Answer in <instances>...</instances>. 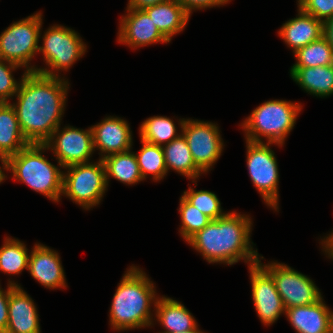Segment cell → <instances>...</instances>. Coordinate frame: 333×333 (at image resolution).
Segmentation results:
<instances>
[{
  "label": "cell",
  "mask_w": 333,
  "mask_h": 333,
  "mask_svg": "<svg viewBox=\"0 0 333 333\" xmlns=\"http://www.w3.org/2000/svg\"><path fill=\"white\" fill-rule=\"evenodd\" d=\"M258 263L272 276L285 309L310 305L322 297L319 288L309 277L290 266L277 262L264 265L261 260Z\"/></svg>",
  "instance_id": "11"
},
{
  "label": "cell",
  "mask_w": 333,
  "mask_h": 333,
  "mask_svg": "<svg viewBox=\"0 0 333 333\" xmlns=\"http://www.w3.org/2000/svg\"><path fill=\"white\" fill-rule=\"evenodd\" d=\"M299 103L286 100H269L255 108L241 124L245 131L246 140L284 145L290 131L296 123V118L301 111Z\"/></svg>",
  "instance_id": "5"
},
{
  "label": "cell",
  "mask_w": 333,
  "mask_h": 333,
  "mask_svg": "<svg viewBox=\"0 0 333 333\" xmlns=\"http://www.w3.org/2000/svg\"><path fill=\"white\" fill-rule=\"evenodd\" d=\"M142 148L136 154L138 166L143 180L148 174L153 175L154 181H159L167 175L166 163L162 146L141 139Z\"/></svg>",
  "instance_id": "28"
},
{
  "label": "cell",
  "mask_w": 333,
  "mask_h": 333,
  "mask_svg": "<svg viewBox=\"0 0 333 333\" xmlns=\"http://www.w3.org/2000/svg\"><path fill=\"white\" fill-rule=\"evenodd\" d=\"M298 8L323 23L333 16V0H298Z\"/></svg>",
  "instance_id": "33"
},
{
  "label": "cell",
  "mask_w": 333,
  "mask_h": 333,
  "mask_svg": "<svg viewBox=\"0 0 333 333\" xmlns=\"http://www.w3.org/2000/svg\"><path fill=\"white\" fill-rule=\"evenodd\" d=\"M181 132L186 138L195 165L204 173L220 158L224 146L219 127L212 122L180 119Z\"/></svg>",
  "instance_id": "10"
},
{
  "label": "cell",
  "mask_w": 333,
  "mask_h": 333,
  "mask_svg": "<svg viewBox=\"0 0 333 333\" xmlns=\"http://www.w3.org/2000/svg\"><path fill=\"white\" fill-rule=\"evenodd\" d=\"M59 130L60 126L44 143L48 149L53 150L59 166L66 168L75 164L88 163L94 152L92 128L83 130L65 126L63 130Z\"/></svg>",
  "instance_id": "12"
},
{
  "label": "cell",
  "mask_w": 333,
  "mask_h": 333,
  "mask_svg": "<svg viewBox=\"0 0 333 333\" xmlns=\"http://www.w3.org/2000/svg\"><path fill=\"white\" fill-rule=\"evenodd\" d=\"M179 333H204L198 329V326L195 329H192L190 331H185V332H179Z\"/></svg>",
  "instance_id": "39"
},
{
  "label": "cell",
  "mask_w": 333,
  "mask_h": 333,
  "mask_svg": "<svg viewBox=\"0 0 333 333\" xmlns=\"http://www.w3.org/2000/svg\"><path fill=\"white\" fill-rule=\"evenodd\" d=\"M278 34L295 53L323 36V22L299 8L297 17L285 22Z\"/></svg>",
  "instance_id": "19"
},
{
  "label": "cell",
  "mask_w": 333,
  "mask_h": 333,
  "mask_svg": "<svg viewBox=\"0 0 333 333\" xmlns=\"http://www.w3.org/2000/svg\"><path fill=\"white\" fill-rule=\"evenodd\" d=\"M190 204L196 207L203 214L216 220L223 217L226 213L221 209V203L217 195L207 190L196 191L189 187L182 195Z\"/></svg>",
  "instance_id": "31"
},
{
  "label": "cell",
  "mask_w": 333,
  "mask_h": 333,
  "mask_svg": "<svg viewBox=\"0 0 333 333\" xmlns=\"http://www.w3.org/2000/svg\"><path fill=\"white\" fill-rule=\"evenodd\" d=\"M323 37L333 50V16L323 23Z\"/></svg>",
  "instance_id": "37"
},
{
  "label": "cell",
  "mask_w": 333,
  "mask_h": 333,
  "mask_svg": "<svg viewBox=\"0 0 333 333\" xmlns=\"http://www.w3.org/2000/svg\"><path fill=\"white\" fill-rule=\"evenodd\" d=\"M7 290H3L0 286V333H5L8 327V305L10 295V283L18 286L14 281H8Z\"/></svg>",
  "instance_id": "34"
},
{
  "label": "cell",
  "mask_w": 333,
  "mask_h": 333,
  "mask_svg": "<svg viewBox=\"0 0 333 333\" xmlns=\"http://www.w3.org/2000/svg\"><path fill=\"white\" fill-rule=\"evenodd\" d=\"M6 178V174H4V172L2 171L1 169V166H0V183L5 180Z\"/></svg>",
  "instance_id": "40"
},
{
  "label": "cell",
  "mask_w": 333,
  "mask_h": 333,
  "mask_svg": "<svg viewBox=\"0 0 333 333\" xmlns=\"http://www.w3.org/2000/svg\"><path fill=\"white\" fill-rule=\"evenodd\" d=\"M321 244L323 245V250L325 249V253L328 254V257L333 259V244L326 237L323 238Z\"/></svg>",
  "instance_id": "38"
},
{
  "label": "cell",
  "mask_w": 333,
  "mask_h": 333,
  "mask_svg": "<svg viewBox=\"0 0 333 333\" xmlns=\"http://www.w3.org/2000/svg\"><path fill=\"white\" fill-rule=\"evenodd\" d=\"M186 10V12L191 15L192 10H201L206 8H211L215 6L224 5L231 0H177Z\"/></svg>",
  "instance_id": "35"
},
{
  "label": "cell",
  "mask_w": 333,
  "mask_h": 333,
  "mask_svg": "<svg viewBox=\"0 0 333 333\" xmlns=\"http://www.w3.org/2000/svg\"><path fill=\"white\" fill-rule=\"evenodd\" d=\"M290 76L310 95H333V65L316 67H291Z\"/></svg>",
  "instance_id": "23"
},
{
  "label": "cell",
  "mask_w": 333,
  "mask_h": 333,
  "mask_svg": "<svg viewBox=\"0 0 333 333\" xmlns=\"http://www.w3.org/2000/svg\"><path fill=\"white\" fill-rule=\"evenodd\" d=\"M126 10L128 14L121 18L119 24L118 43L126 44L132 49L159 42L169 43L144 10Z\"/></svg>",
  "instance_id": "14"
},
{
  "label": "cell",
  "mask_w": 333,
  "mask_h": 333,
  "mask_svg": "<svg viewBox=\"0 0 333 333\" xmlns=\"http://www.w3.org/2000/svg\"><path fill=\"white\" fill-rule=\"evenodd\" d=\"M30 144L24 137L16 111L11 103L0 106V161L5 169V161Z\"/></svg>",
  "instance_id": "20"
},
{
  "label": "cell",
  "mask_w": 333,
  "mask_h": 333,
  "mask_svg": "<svg viewBox=\"0 0 333 333\" xmlns=\"http://www.w3.org/2000/svg\"><path fill=\"white\" fill-rule=\"evenodd\" d=\"M39 315L32 298L10 283L8 327L5 333H40Z\"/></svg>",
  "instance_id": "17"
},
{
  "label": "cell",
  "mask_w": 333,
  "mask_h": 333,
  "mask_svg": "<svg viewBox=\"0 0 333 333\" xmlns=\"http://www.w3.org/2000/svg\"><path fill=\"white\" fill-rule=\"evenodd\" d=\"M11 104L21 131L29 143L44 144L61 125L66 104L68 80L25 70Z\"/></svg>",
  "instance_id": "1"
},
{
  "label": "cell",
  "mask_w": 333,
  "mask_h": 333,
  "mask_svg": "<svg viewBox=\"0 0 333 333\" xmlns=\"http://www.w3.org/2000/svg\"><path fill=\"white\" fill-rule=\"evenodd\" d=\"M140 138L146 142L163 146L176 139V125L169 117L153 116L144 120L139 128Z\"/></svg>",
  "instance_id": "26"
},
{
  "label": "cell",
  "mask_w": 333,
  "mask_h": 333,
  "mask_svg": "<svg viewBox=\"0 0 333 333\" xmlns=\"http://www.w3.org/2000/svg\"><path fill=\"white\" fill-rule=\"evenodd\" d=\"M167 0H130L128 2L127 8L144 10L147 7L165 2Z\"/></svg>",
  "instance_id": "36"
},
{
  "label": "cell",
  "mask_w": 333,
  "mask_h": 333,
  "mask_svg": "<svg viewBox=\"0 0 333 333\" xmlns=\"http://www.w3.org/2000/svg\"><path fill=\"white\" fill-rule=\"evenodd\" d=\"M285 314L297 333H329L333 318L323 297L310 305L287 308Z\"/></svg>",
  "instance_id": "18"
},
{
  "label": "cell",
  "mask_w": 333,
  "mask_h": 333,
  "mask_svg": "<svg viewBox=\"0 0 333 333\" xmlns=\"http://www.w3.org/2000/svg\"><path fill=\"white\" fill-rule=\"evenodd\" d=\"M326 238L333 244V232L330 235L326 236Z\"/></svg>",
  "instance_id": "41"
},
{
  "label": "cell",
  "mask_w": 333,
  "mask_h": 333,
  "mask_svg": "<svg viewBox=\"0 0 333 333\" xmlns=\"http://www.w3.org/2000/svg\"><path fill=\"white\" fill-rule=\"evenodd\" d=\"M154 308L156 320L165 328L162 333L185 332L198 326L190 311L181 302L172 298L159 297Z\"/></svg>",
  "instance_id": "22"
},
{
  "label": "cell",
  "mask_w": 333,
  "mask_h": 333,
  "mask_svg": "<svg viewBox=\"0 0 333 333\" xmlns=\"http://www.w3.org/2000/svg\"><path fill=\"white\" fill-rule=\"evenodd\" d=\"M79 36L75 30L62 25L51 26L44 32L43 43L38 51L43 53L48 69L36 68V72L57 77V71H67L86 52V45Z\"/></svg>",
  "instance_id": "8"
},
{
  "label": "cell",
  "mask_w": 333,
  "mask_h": 333,
  "mask_svg": "<svg viewBox=\"0 0 333 333\" xmlns=\"http://www.w3.org/2000/svg\"><path fill=\"white\" fill-rule=\"evenodd\" d=\"M63 173L62 195L90 209L98 205L107 190L106 170L103 160L71 165Z\"/></svg>",
  "instance_id": "7"
},
{
  "label": "cell",
  "mask_w": 333,
  "mask_h": 333,
  "mask_svg": "<svg viewBox=\"0 0 333 333\" xmlns=\"http://www.w3.org/2000/svg\"><path fill=\"white\" fill-rule=\"evenodd\" d=\"M18 67L21 66L0 58V102L9 103L8 99L16 95L21 80L18 83L13 78L12 72Z\"/></svg>",
  "instance_id": "32"
},
{
  "label": "cell",
  "mask_w": 333,
  "mask_h": 333,
  "mask_svg": "<svg viewBox=\"0 0 333 333\" xmlns=\"http://www.w3.org/2000/svg\"><path fill=\"white\" fill-rule=\"evenodd\" d=\"M154 283L137 266H130L118 284L110 307V324L115 330L153 325L151 305L157 299Z\"/></svg>",
  "instance_id": "3"
},
{
  "label": "cell",
  "mask_w": 333,
  "mask_h": 333,
  "mask_svg": "<svg viewBox=\"0 0 333 333\" xmlns=\"http://www.w3.org/2000/svg\"><path fill=\"white\" fill-rule=\"evenodd\" d=\"M42 13L38 12L12 23L0 34V58L25 67L27 72H36L30 61L39 51Z\"/></svg>",
  "instance_id": "6"
},
{
  "label": "cell",
  "mask_w": 333,
  "mask_h": 333,
  "mask_svg": "<svg viewBox=\"0 0 333 333\" xmlns=\"http://www.w3.org/2000/svg\"><path fill=\"white\" fill-rule=\"evenodd\" d=\"M28 271L45 288L67 287L58 252L43 244H35L29 253Z\"/></svg>",
  "instance_id": "16"
},
{
  "label": "cell",
  "mask_w": 333,
  "mask_h": 333,
  "mask_svg": "<svg viewBox=\"0 0 333 333\" xmlns=\"http://www.w3.org/2000/svg\"><path fill=\"white\" fill-rule=\"evenodd\" d=\"M29 256L23 242L6 237L0 248V270L10 275L20 274L23 269H28Z\"/></svg>",
  "instance_id": "27"
},
{
  "label": "cell",
  "mask_w": 333,
  "mask_h": 333,
  "mask_svg": "<svg viewBox=\"0 0 333 333\" xmlns=\"http://www.w3.org/2000/svg\"><path fill=\"white\" fill-rule=\"evenodd\" d=\"M329 333H333V318H332V321H331V324H330Z\"/></svg>",
  "instance_id": "42"
},
{
  "label": "cell",
  "mask_w": 333,
  "mask_h": 333,
  "mask_svg": "<svg viewBox=\"0 0 333 333\" xmlns=\"http://www.w3.org/2000/svg\"><path fill=\"white\" fill-rule=\"evenodd\" d=\"M248 267L256 312L264 325H271L285 313L282 299L272 276L259 263Z\"/></svg>",
  "instance_id": "13"
},
{
  "label": "cell",
  "mask_w": 333,
  "mask_h": 333,
  "mask_svg": "<svg viewBox=\"0 0 333 333\" xmlns=\"http://www.w3.org/2000/svg\"><path fill=\"white\" fill-rule=\"evenodd\" d=\"M178 211L181 216L180 234L187 242L193 235L205 228L212 219L190 204L183 196L180 197Z\"/></svg>",
  "instance_id": "30"
},
{
  "label": "cell",
  "mask_w": 333,
  "mask_h": 333,
  "mask_svg": "<svg viewBox=\"0 0 333 333\" xmlns=\"http://www.w3.org/2000/svg\"><path fill=\"white\" fill-rule=\"evenodd\" d=\"M294 56L297 62L291 67L333 65V50L323 36L297 50Z\"/></svg>",
  "instance_id": "29"
},
{
  "label": "cell",
  "mask_w": 333,
  "mask_h": 333,
  "mask_svg": "<svg viewBox=\"0 0 333 333\" xmlns=\"http://www.w3.org/2000/svg\"><path fill=\"white\" fill-rule=\"evenodd\" d=\"M93 146L100 150L101 160L111 154L126 152L132 147V131L129 124L119 117H106L100 123L91 126ZM103 153V154H102Z\"/></svg>",
  "instance_id": "15"
},
{
  "label": "cell",
  "mask_w": 333,
  "mask_h": 333,
  "mask_svg": "<svg viewBox=\"0 0 333 333\" xmlns=\"http://www.w3.org/2000/svg\"><path fill=\"white\" fill-rule=\"evenodd\" d=\"M167 172L175 170L188 179L198 178L203 172L195 165L186 138L181 133L176 139L162 146Z\"/></svg>",
  "instance_id": "24"
},
{
  "label": "cell",
  "mask_w": 333,
  "mask_h": 333,
  "mask_svg": "<svg viewBox=\"0 0 333 333\" xmlns=\"http://www.w3.org/2000/svg\"><path fill=\"white\" fill-rule=\"evenodd\" d=\"M144 11L169 42L176 33L183 31L190 18V15L177 0H167L147 7Z\"/></svg>",
  "instance_id": "21"
},
{
  "label": "cell",
  "mask_w": 333,
  "mask_h": 333,
  "mask_svg": "<svg viewBox=\"0 0 333 333\" xmlns=\"http://www.w3.org/2000/svg\"><path fill=\"white\" fill-rule=\"evenodd\" d=\"M247 167L249 176L264 202L272 209H278L279 170L271 144L246 140Z\"/></svg>",
  "instance_id": "9"
},
{
  "label": "cell",
  "mask_w": 333,
  "mask_h": 333,
  "mask_svg": "<svg viewBox=\"0 0 333 333\" xmlns=\"http://www.w3.org/2000/svg\"><path fill=\"white\" fill-rule=\"evenodd\" d=\"M46 149L45 144H28L5 161V170H11L14 179L32 190L59 202L63 192V172L42 155Z\"/></svg>",
  "instance_id": "4"
},
{
  "label": "cell",
  "mask_w": 333,
  "mask_h": 333,
  "mask_svg": "<svg viewBox=\"0 0 333 333\" xmlns=\"http://www.w3.org/2000/svg\"><path fill=\"white\" fill-rule=\"evenodd\" d=\"M249 215L235 211L212 220L187 242L200 252L208 263L233 265L244 260L249 266L259 262V254L250 241L252 221Z\"/></svg>",
  "instance_id": "2"
},
{
  "label": "cell",
  "mask_w": 333,
  "mask_h": 333,
  "mask_svg": "<svg viewBox=\"0 0 333 333\" xmlns=\"http://www.w3.org/2000/svg\"><path fill=\"white\" fill-rule=\"evenodd\" d=\"M102 160L105 165L107 185L110 177L128 185L143 181L135 153L131 150L111 154Z\"/></svg>",
  "instance_id": "25"
}]
</instances>
